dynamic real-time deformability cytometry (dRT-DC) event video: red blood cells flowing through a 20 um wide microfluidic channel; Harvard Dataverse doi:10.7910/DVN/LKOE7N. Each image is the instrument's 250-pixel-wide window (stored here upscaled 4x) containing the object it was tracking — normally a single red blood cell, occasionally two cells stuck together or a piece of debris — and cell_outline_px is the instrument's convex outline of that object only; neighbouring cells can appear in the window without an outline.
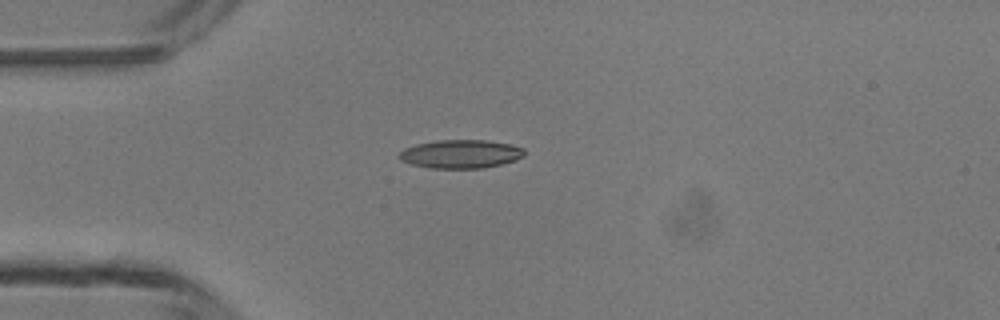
{"species": "common noctule bat (a hibernating species)", "species_latin": "Nyctalus noctula", "temperature_condition": "room temperature", "stored_images_in_passage": 5, "camera_frame_rate_fps": 3000, "um_per_image_px": 0.085, "animal": {"sex": "male", "body_mass_g": 13.3}, "frame": {"image": 1, "passage_image": 4, "time_ms": 3.667, "image_size_px": [1000, 320], "cell_outline_px": [[524, 156], [516, 160], [500, 164], [480, 168], [432, 168], [412, 164], [400, 160], [396, 156], [404, 148], [416, 144], [436, 140], [484, 140], [512, 144], [524, 148]], "centroid_in_image_um": [39.15, 13.08], "position_along_channel_um": 45.9, "area_um2": 20.81}}